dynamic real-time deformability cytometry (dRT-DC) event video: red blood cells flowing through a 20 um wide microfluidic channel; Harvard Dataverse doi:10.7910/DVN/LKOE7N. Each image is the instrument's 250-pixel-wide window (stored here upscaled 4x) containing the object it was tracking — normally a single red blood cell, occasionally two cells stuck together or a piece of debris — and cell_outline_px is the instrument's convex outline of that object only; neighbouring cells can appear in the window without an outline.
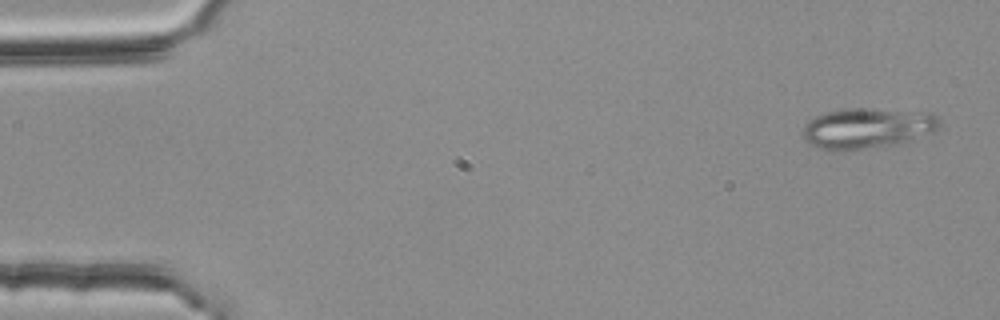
{"species": "common noctule bat (a hibernating species)", "species_latin": "Nyctalus noctula", "temperature_condition": "room temperature", "stored_images_in_passage": 53, "camera_frame_rate_fps": 3000, "um_per_image_px": 0.085, "animal": {"sex": "female", "body_mass_g": 25.1}, "frame": {"image": 1, "passage_image": 2, "time_ms": 0.333, "image_size_px": [1000, 320], "cell_outline_px": [[940, 124], [936, 128], [928, 132], [896, 144], [860, 148], [816, 148], [808, 144], [804, 140], [800, 132], [804, 124], [812, 116], [824, 112], [844, 108], [868, 108], [932, 112], [940, 116]], "centroid_in_image_um": [73.64, 10.83], "position_along_channel_um": 11.4, "area_um2": 31.96}}
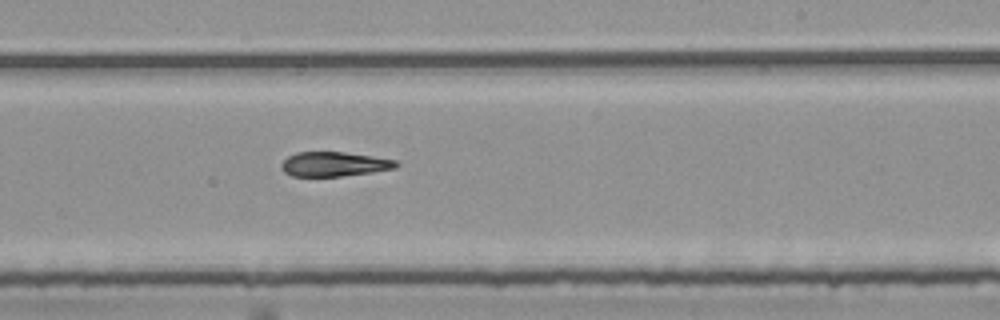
{"frame": {"image": 2, "passage_image": 32, "time_ms": 10.333, "image_size_px": [1000, 320], "cell_outline_px": [[400, 164], [396, 168], [372, 172], [340, 176], [292, 176], [284, 172], [280, 168], [280, 164], [288, 156], [296, 152], [344, 152], [396, 160]], "centroid_in_image_um": [28.38, 13.95], "position_along_channel_um": 260.6, "area_um2": 16.36}}
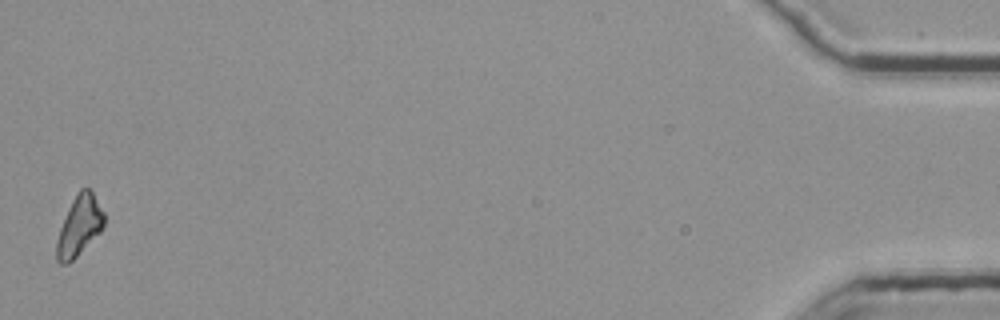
{"frame": {"image": 3, "passage_image": 53, "time_ms": 17.333, "image_size_px": [1000, 320], "cell_outline_px": [[104, 228], [68, 264], [60, 264], [56, 260], [56, 240], [60, 228], [68, 208], [76, 192], [80, 188], [88, 188], [92, 192], [104, 212]], "centroid_in_image_um": [6.72, 19.19], "position_along_channel_um": 428.5, "area_um2": 16.53}}